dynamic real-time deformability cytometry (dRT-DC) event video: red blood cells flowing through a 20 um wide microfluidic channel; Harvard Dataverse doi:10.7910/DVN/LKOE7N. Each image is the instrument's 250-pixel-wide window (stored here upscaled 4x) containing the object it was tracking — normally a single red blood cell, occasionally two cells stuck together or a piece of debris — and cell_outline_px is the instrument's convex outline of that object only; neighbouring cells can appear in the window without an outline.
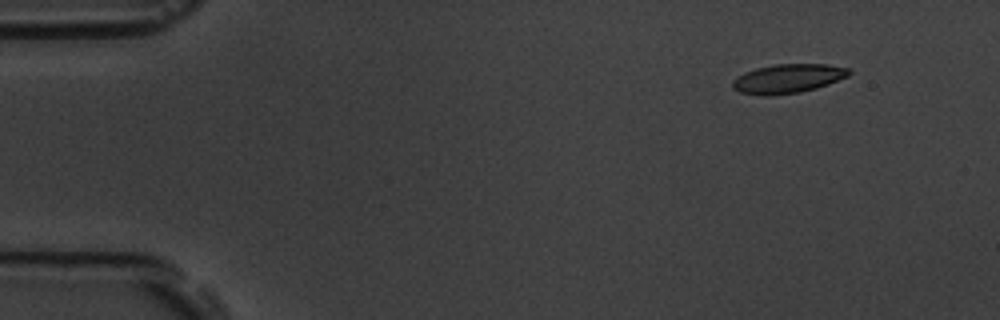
{"species": "common noctule bat (a hibernating species)", "species_latin": "Nyctalus noctula", "temperature_condition": "room temperature", "stored_images_in_passage": 4, "camera_frame_rate_fps": 3000, "um_per_image_px": 0.085, "animal": {"sex": "male", "body_mass_g": 19.5, "forearm_length_mm": 54.6}, "frame": {"image": 1, "passage_image": 1, "time_ms": 0.0, "image_size_px": [1000, 320], "cell_outline_px": [[852, 72], [848, 76], [828, 84], [816, 88], [800, 92], [772, 96], [760, 96], [740, 92], [732, 88], [732, 80], [744, 72], [756, 68], [772, 64], [828, 64], [848, 68]], "centroid_in_image_um": [66.94, 6.68], "position_along_channel_um": 18.1, "area_um2": 19.94}}
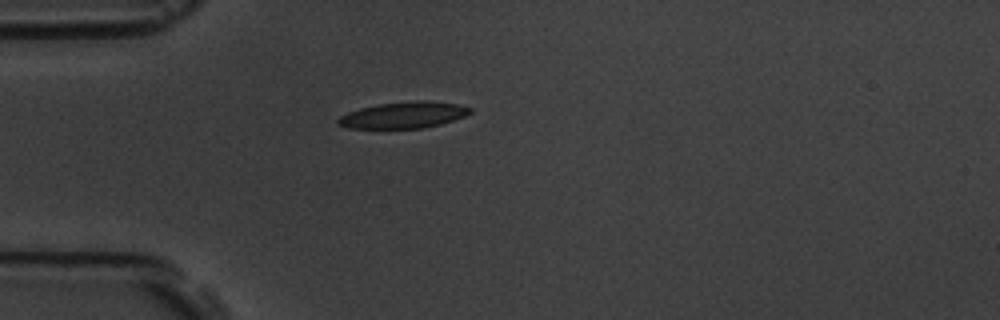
{"frame": {"image": 2, "passage_image": 4, "time_ms": 3.333, "image_size_px": [1000, 320], "cell_outline_px": [[472, 112], [464, 116], [440, 124], [420, 128], [348, 128], [336, 124], [336, 120], [340, 116], [348, 112], [360, 108], [380, 104], [416, 100], [424, 100], [456, 104], [472, 108]], "centroid_in_image_um": [34.27, 9.78], "position_along_channel_um": 50.7, "area_um2": 20.11}}